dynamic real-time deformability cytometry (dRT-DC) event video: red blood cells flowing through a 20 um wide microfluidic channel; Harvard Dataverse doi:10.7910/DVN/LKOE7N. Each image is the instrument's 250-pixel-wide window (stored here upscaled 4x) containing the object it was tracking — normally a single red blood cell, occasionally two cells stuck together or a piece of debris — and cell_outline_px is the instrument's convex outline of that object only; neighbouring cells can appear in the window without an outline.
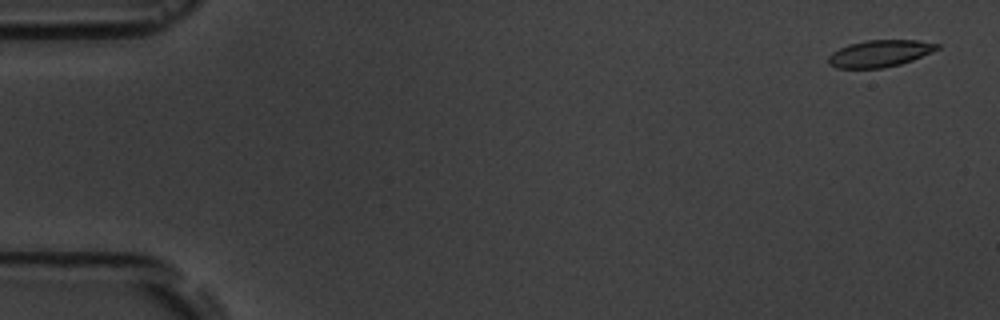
{"species": "common noctule bat (a hibernating species)", "species_latin": "Nyctalus noctula", "temperature_condition": "room temperature", "stored_images_in_passage": 5, "camera_frame_rate_fps": 3000, "um_per_image_px": 0.085, "animal": {"sex": "male", "body_mass_g": 19.5, "forearm_length_mm": 54.6}, "frame": {"image": 1, "passage_image": 1, "time_ms": 0.0, "image_size_px": [1000, 320], "cell_outline_px": [[940, 48], [912, 60], [900, 64], [880, 68], [836, 68], [828, 64], [828, 56], [832, 52], [848, 44], [868, 40], [916, 40], [940, 44]], "centroid_in_image_um": [74.75, 4.54], "position_along_channel_um": 10.2, "area_um2": 16.94}}
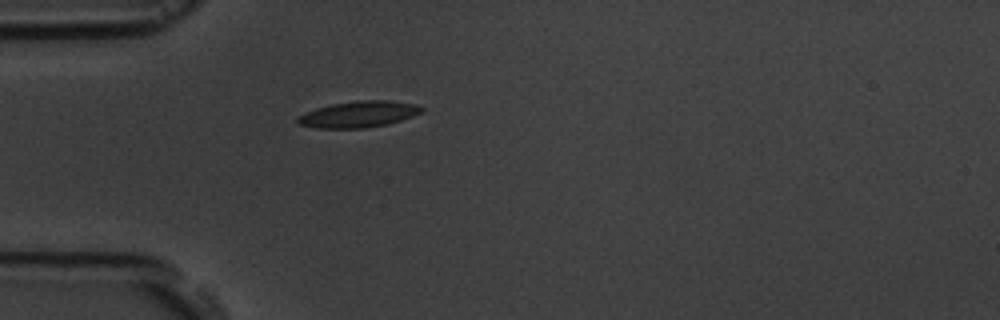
{"frame": {"image": 2, "passage_image": 5, "time_ms": 4.667, "image_size_px": [1000, 320], "cell_outline_px": [[424, 112], [388, 124], [364, 128], [316, 128], [300, 124], [296, 120], [296, 116], [304, 112], [316, 108], [332, 104], [360, 100], [388, 100], [416, 104], [424, 108]], "centroid_in_image_um": [30.48, 9.71], "position_along_channel_um": 54.5, "area_um2": 19.02}}